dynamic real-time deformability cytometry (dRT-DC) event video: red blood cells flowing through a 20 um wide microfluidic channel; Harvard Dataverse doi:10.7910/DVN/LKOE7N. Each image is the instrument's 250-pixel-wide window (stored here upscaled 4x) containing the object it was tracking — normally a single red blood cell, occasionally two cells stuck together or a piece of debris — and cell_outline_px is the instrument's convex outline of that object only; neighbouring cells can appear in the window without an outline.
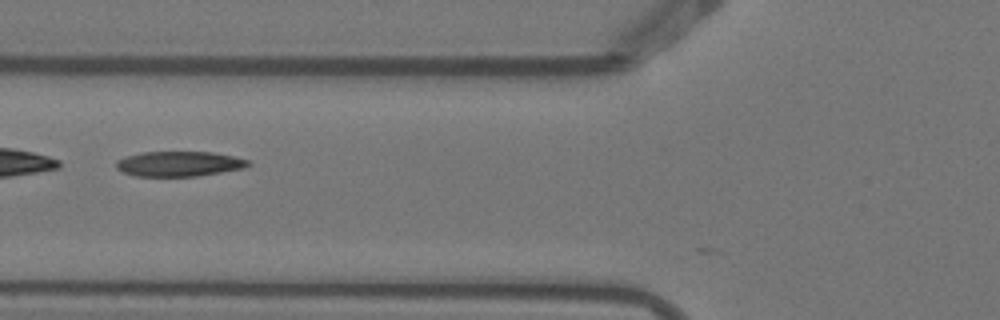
{"species": "Egyptian fruit bat (a non-hibernating species)", "species_latin": "Rousettus aegyptiacus", "temperature_condition": "warm", "stored_images_in_passage": 6, "camera_frame_rate_fps": 3000, "um_per_image_px": 0.085, "animal": {"sex": "female"}, "frame": {"image": 1, "passage_image": 3, "time_ms": 0.667, "image_size_px": [1000, 320], "cell_outline_px": [[252, 164], [244, 168], [196, 176], [136, 176], [124, 172], [116, 168], [116, 160], [124, 156], [144, 152], [212, 152], [232, 156], [248, 160]], "centroid_in_image_um": [15.2, 13.92], "position_along_channel_um": 110.6, "area_um2": 19.19}}
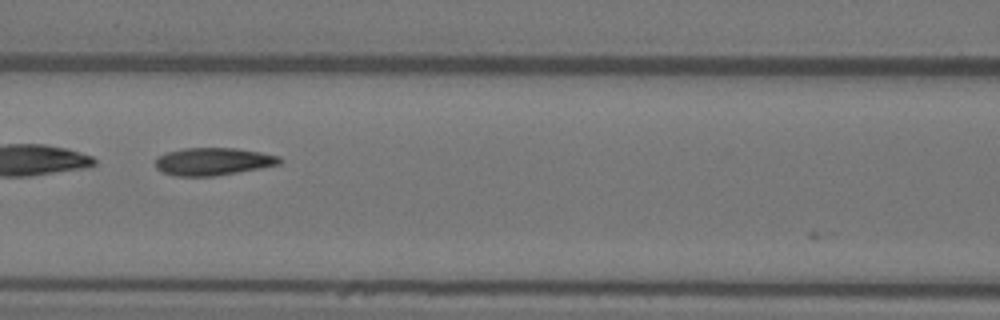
{"frame": {"image": 2, "passage_image": 4, "time_ms": 1.0, "image_size_px": [1000, 320], "cell_outline_px": [[284, 160], [280, 164], [260, 168], [212, 176], [176, 176], [164, 172], [156, 168], [156, 156], [168, 152], [184, 148], [236, 148], [260, 152], [280, 156]], "centroid_in_image_um": [18.13, 13.72], "position_along_channel_um": 148.5, "area_um2": 19.88}}
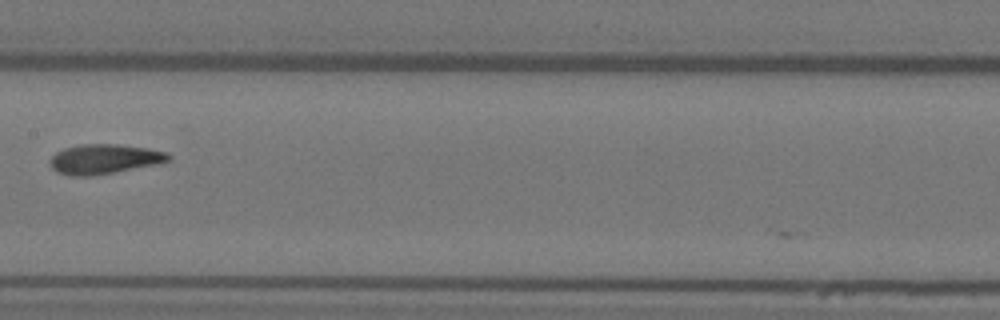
{"frame": {"image": 3, "passage_image": 5, "time_ms": 1.333, "image_size_px": [1000, 320], "cell_outline_px": [[172, 156], [168, 160], [156, 164], [112, 172], [88, 176], [72, 176], [56, 172], [52, 168], [52, 156], [56, 152], [64, 148], [80, 144], [116, 144], [148, 148], [168, 152]], "centroid_in_image_um": [8.86, 13.5], "position_along_channel_um": 198.5, "area_um2": 20.23}}